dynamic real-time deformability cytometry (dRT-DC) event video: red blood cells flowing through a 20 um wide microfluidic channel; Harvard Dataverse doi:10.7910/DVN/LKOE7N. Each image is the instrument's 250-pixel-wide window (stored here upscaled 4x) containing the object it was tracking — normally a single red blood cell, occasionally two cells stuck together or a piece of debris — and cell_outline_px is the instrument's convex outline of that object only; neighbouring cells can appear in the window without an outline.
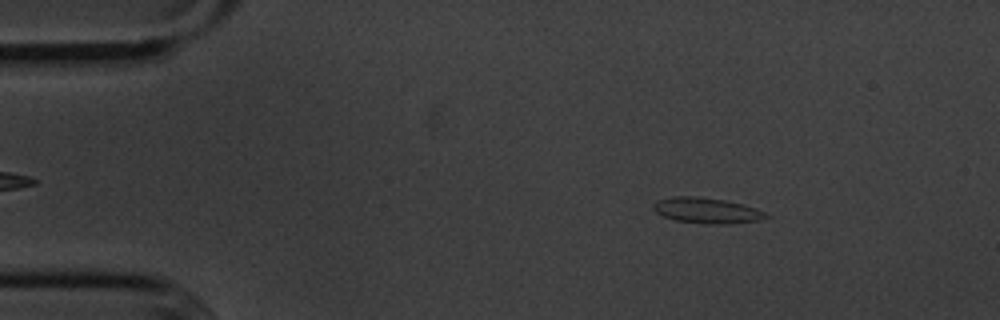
{"species": "common noctule bat (a hibernating species)", "species_latin": "Nyctalus noctula", "temperature_condition": "cold", "stored_images_in_passage": 55, "camera_frame_rate_fps": 3000, "um_per_image_px": 0.085, "animal": {"sex": "male", "body_mass_g": 20.1, "forearm_length_mm": 53.5}, "frame": {"image": 1, "passage_image": 8, "time_ms": 2.333, "image_size_px": [1000, 320], "cell_outline_px": [[772, 216], [760, 220], [724, 224], [704, 224], [676, 220], [664, 216], [656, 212], [652, 208], [652, 204], [656, 200], [672, 196], [696, 196], [724, 200], [744, 204], [756, 208]], "centroid_in_image_um": [60.07, 17.88], "position_along_channel_um": 24.9, "area_um2": 16.94}}
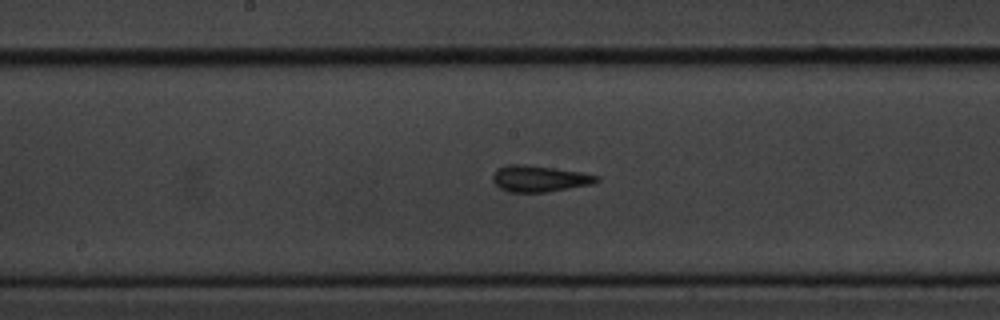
{"frame": {"image": 2, "passage_image": 28, "time_ms": 9.0, "image_size_px": [1000, 320], "cell_outline_px": [[600, 180], [592, 184], [544, 192], [508, 192], [500, 188], [492, 180], [492, 176], [496, 168], [504, 164], [524, 164], [580, 172], [600, 176]], "centroid_in_image_um": [45.8, 15.17], "position_along_channel_um": 202.4, "area_um2": 15.9}}
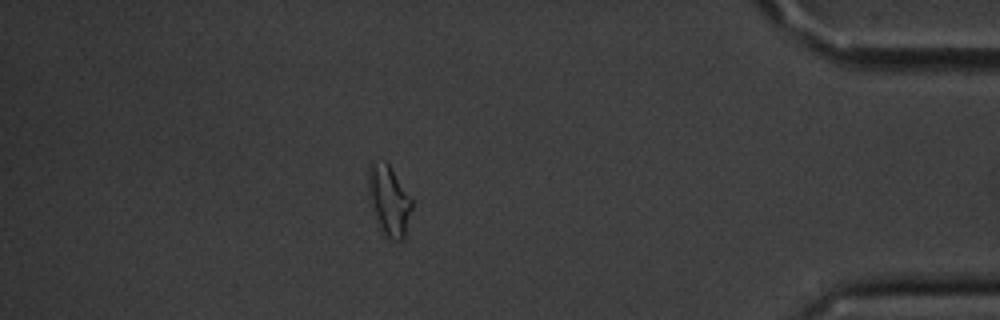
{"frame": {"image": 3, "passage_image": 48, "time_ms": 15.667, "image_size_px": [1000, 320], "cell_outline_px": [[412, 208], [404, 240], [392, 240], [384, 236], [376, 220], [372, 208], [368, 192], [368, 164], [372, 160], [384, 160], [388, 164], [412, 196]], "centroid_in_image_um": [33.06, 17.02], "position_along_channel_um": 402.1, "area_um2": 18.21}, "authors_computed_cell_mechanics": {"area_um2": 15.7794, "velocity_mm_per_s": 3.6162, "shape_relaxation_time_tau1_ms": 4.6007, "shape_relaxation_time_tau2_ms": 1.5556, "deformation_change_tau1": 0.0927, "deformation_change_tau2": 0.0646}}